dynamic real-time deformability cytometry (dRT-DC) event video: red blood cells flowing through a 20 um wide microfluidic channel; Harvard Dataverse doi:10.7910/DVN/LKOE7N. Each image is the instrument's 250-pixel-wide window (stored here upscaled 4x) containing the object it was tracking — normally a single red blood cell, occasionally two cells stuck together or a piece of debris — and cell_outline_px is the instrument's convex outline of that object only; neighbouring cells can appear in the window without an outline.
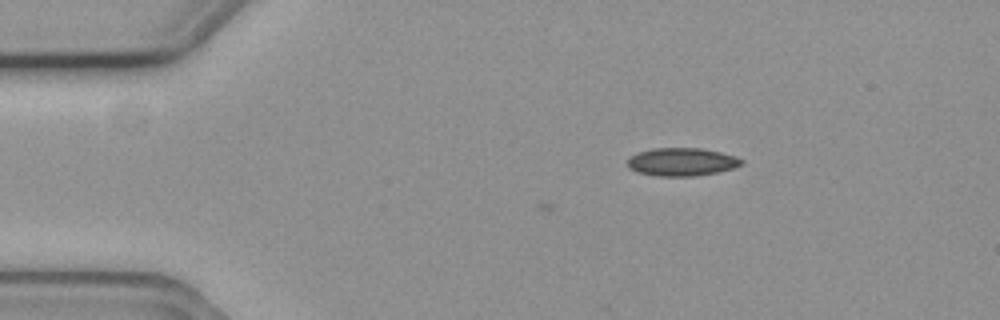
{"species": "common noctule bat (a hibernating species)", "species_latin": "Nyctalus noctula", "temperature_condition": "cold", "stored_images_in_passage": 4, "camera_frame_rate_fps": 3000, "um_per_image_px": 0.085, "animal": {"sex": "female", "body_mass_g": 19.3, "forearm_length_mm": 54.1}, "frame": {"image": 1, "passage_image": 4, "time_ms": 1.0, "image_size_px": [1000, 320], "cell_outline_px": [[744, 164], [732, 168], [716, 172], [692, 176], [660, 176], [640, 172], [628, 168], [628, 160], [636, 152], [652, 148], [704, 148], [736, 156], [744, 160]], "centroid_in_image_um": [57.97, 13.74], "position_along_channel_um": 27.0, "area_um2": 18.55}}